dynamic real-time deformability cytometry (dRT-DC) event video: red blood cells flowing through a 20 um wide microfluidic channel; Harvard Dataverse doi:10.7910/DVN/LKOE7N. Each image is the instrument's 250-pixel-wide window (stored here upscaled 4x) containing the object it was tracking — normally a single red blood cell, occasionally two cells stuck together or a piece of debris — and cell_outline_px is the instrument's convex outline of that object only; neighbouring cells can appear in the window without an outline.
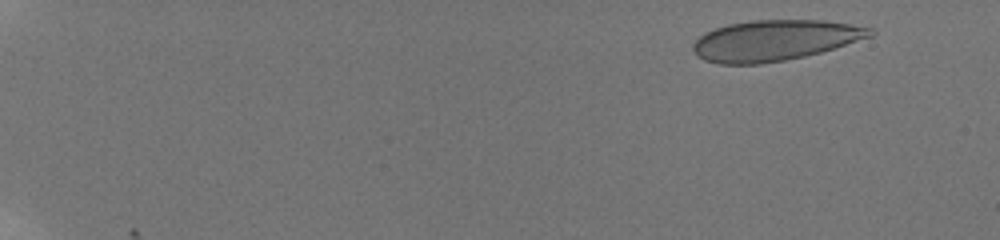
{"species": "human", "species_latin": "Homo sapiens", "temperature_condition": "room temperature", "stored_images_in_passage": 32, "camera_frame_rate_fps": 3000, "um_per_image_px": 0.085, "donor": {"sex": "male"}, "frame": {"image": 1, "passage_image": 4, "time_ms": 2.0, "image_size_px": [1000, 240], "cell_outline_px": [[876, 32], [872, 36], [820, 52], [804, 56], [784, 60], [760, 64], [720, 64], [704, 60], [696, 56], [692, 48], [692, 44], [704, 32], [728, 24], [752, 20], [824, 20], [872, 28]], "centroid_in_image_um": [65.81, 3.43], "position_along_channel_um": 19.2, "area_um2": 41.85}}
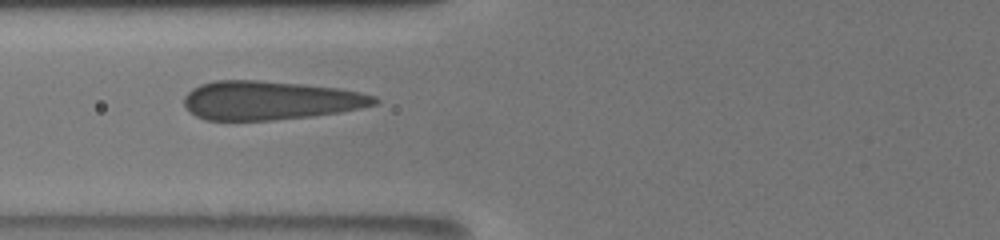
{"frame": {"image": 2, "passage_image": 20, "time_ms": 9.0, "image_size_px": [1000, 240], "cell_outline_px": [[380, 100], [376, 104], [360, 108], [340, 112], [312, 116], [272, 120], [204, 120], [196, 116], [184, 104], [184, 96], [192, 88], [200, 84], [212, 80], [256, 80], [300, 84], [340, 88], [360, 92], [376, 96]], "centroid_in_image_um": [22.95, 8.53], "position_along_channel_um": 102.8, "area_um2": 43.12}}
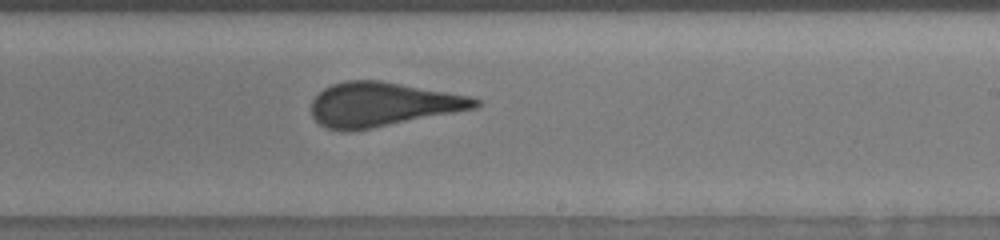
{"frame": {"image": 3, "passage_image": 32, "time_ms": 13.0, "image_size_px": [1000, 240], "cell_outline_px": [[480, 104], [476, 108], [352, 132], [344, 132], [328, 128], [320, 124], [312, 116], [312, 100], [324, 88], [332, 84], [348, 80], [380, 80], [472, 96], [480, 100]], "centroid_in_image_um": [32.5, 8.88], "position_along_channel_um": 256.5, "area_um2": 42.19}}